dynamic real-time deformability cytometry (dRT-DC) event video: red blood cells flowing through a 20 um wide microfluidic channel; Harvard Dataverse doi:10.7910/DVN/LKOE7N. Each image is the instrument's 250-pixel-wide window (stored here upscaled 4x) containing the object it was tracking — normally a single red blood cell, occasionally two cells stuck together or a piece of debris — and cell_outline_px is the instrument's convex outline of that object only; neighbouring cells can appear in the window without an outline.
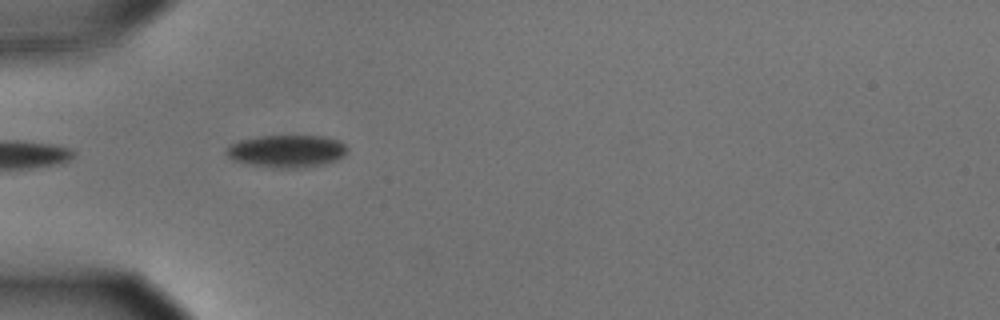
{"species": "common noctule bat (a hibernating species)", "species_latin": "Nyctalus noctula", "temperature_condition": "cold", "stored_images_in_passage": 6, "camera_frame_rate_fps": 3000, "um_per_image_px": 0.085, "animal": {"sex": "male", "body_mass_g": 15.6}, "frame": {"image": 1, "passage_image": 1, "time_ms": 0.0, "image_size_px": [1000, 320], "cell_outline_px": [[348, 148], [344, 156], [336, 160], [324, 164], [296, 168], [276, 168], [244, 164], [232, 160], [224, 152], [232, 144], [240, 140], [260, 136], [324, 136], [336, 140], [344, 144]], "centroid_in_image_um": [24.35, 12.86], "position_along_channel_um": 60.6, "area_um2": 22.89}}